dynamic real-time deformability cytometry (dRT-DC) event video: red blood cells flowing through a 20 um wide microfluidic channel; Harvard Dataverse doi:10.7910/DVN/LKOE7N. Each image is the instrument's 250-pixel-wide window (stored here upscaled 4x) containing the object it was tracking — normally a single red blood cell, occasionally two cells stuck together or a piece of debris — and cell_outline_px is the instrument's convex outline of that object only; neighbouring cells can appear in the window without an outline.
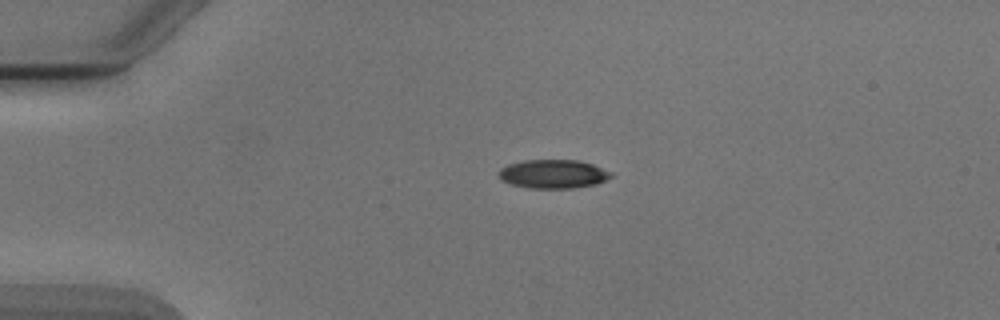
{"species": "Egyptian fruit bat (a non-hibernating species)", "species_latin": "Rousettus aegyptiacus", "temperature_condition": "cold", "stored_images_in_passage": 41, "camera_frame_rate_fps": 3000, "um_per_image_px": 0.085, "animal": {"sex": "male"}, "frame": {"image": 1, "passage_image": 1, "time_ms": 0.0, "image_size_px": [1000, 320], "cell_outline_px": [[612, 176], [596, 184], [572, 188], [532, 188], [512, 184], [500, 180], [500, 168], [508, 164], [524, 160], [580, 160], [592, 164], [612, 172]], "centroid_in_image_um": [47.02, 14.78], "position_along_channel_um": 38.0, "area_um2": 18.67}}
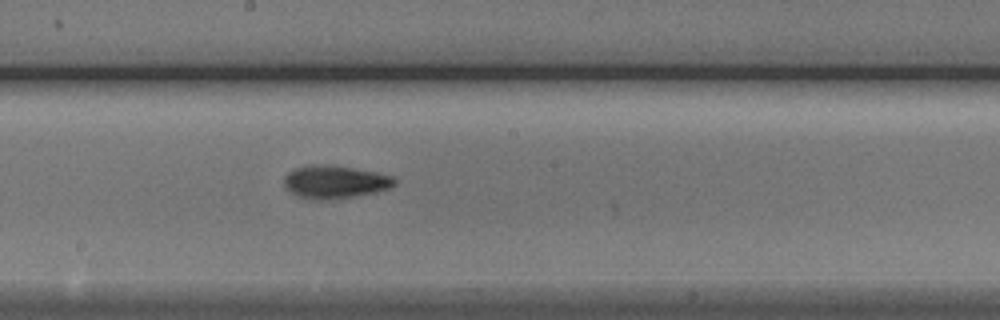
{"frame": {"image": 2, "passage_image": 18, "time_ms": 5.667, "image_size_px": [1000, 320], "cell_outline_px": [[396, 184], [388, 188], [376, 192], [356, 196], [332, 200], [316, 200], [296, 196], [284, 188], [284, 176], [288, 172], [296, 168], [312, 164], [316, 164], [352, 168], [392, 176], [396, 180]], "centroid_in_image_um": [28.41, 15.49], "position_along_channel_um": 219.8, "area_um2": 21.15}}
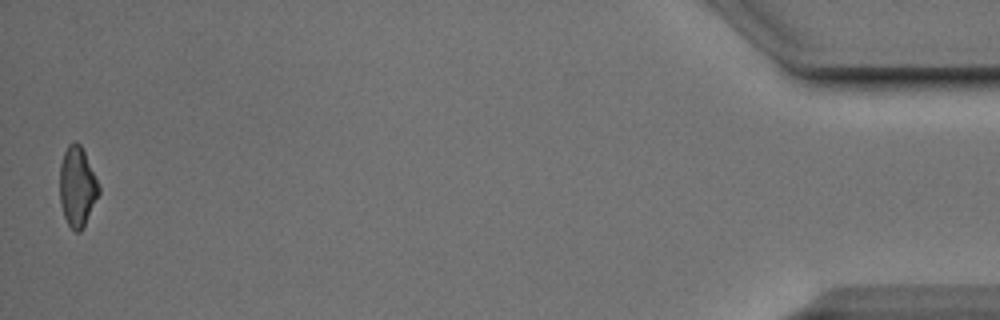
{"frame": {"image": 3, "passage_image": 41, "time_ms": 13.333, "image_size_px": [1000, 320], "cell_outline_px": [[100, 192], [80, 232], [76, 232], [68, 224], [64, 216], [60, 204], [60, 164], [64, 152], [68, 144], [80, 144], [84, 152], [100, 188]], "centroid_in_image_um": [6.55, 15.88], "position_along_channel_um": 428.7, "area_um2": 17.69}, "authors_computed_cell_mechanics": {"area_um2": 19.363, "velocity_mm_per_s": 3.9079, "shape_relaxation_time_tau1_ms": 5.1305, "shape_relaxation_time_tau2_ms": 6.1127, "deformation_change_tau1": 0.169, "deformation_change_tau2": 0.1397}}